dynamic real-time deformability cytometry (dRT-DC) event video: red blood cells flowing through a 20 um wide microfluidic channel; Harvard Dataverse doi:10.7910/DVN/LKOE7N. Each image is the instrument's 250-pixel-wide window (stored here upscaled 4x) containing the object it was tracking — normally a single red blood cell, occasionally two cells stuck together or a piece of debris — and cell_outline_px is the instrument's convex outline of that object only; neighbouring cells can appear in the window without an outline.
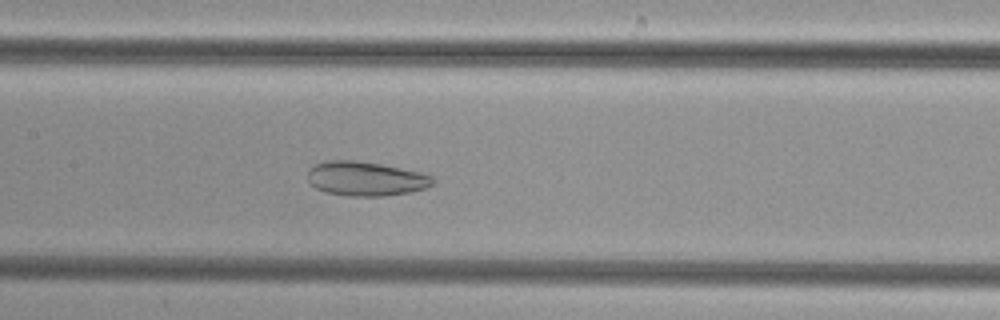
{"species": "common noctule bat (a hibernating species)", "species_latin": "Nyctalus noctula", "temperature_condition": "cold", "stored_images_in_passage": 36, "camera_frame_rate_fps": 3000, "um_per_image_px": 0.085, "animal": {"sex": "female", "body_mass_g": 29.2, "forearm_length_mm": 56.3}, "frame": {"image": 1, "passage_image": 21, "time_ms": 6.667, "image_size_px": [1000, 320], "cell_outline_px": [[436, 180], [432, 184], [424, 188], [408, 192], [384, 196], [348, 196], [324, 192], [316, 188], [308, 180], [308, 168], [316, 164], [328, 160], [356, 160], [380, 164], [420, 172], [432, 176]], "centroid_in_image_um": [31.06, 15.19], "position_along_channel_um": 176.3, "area_um2": 24.97}}
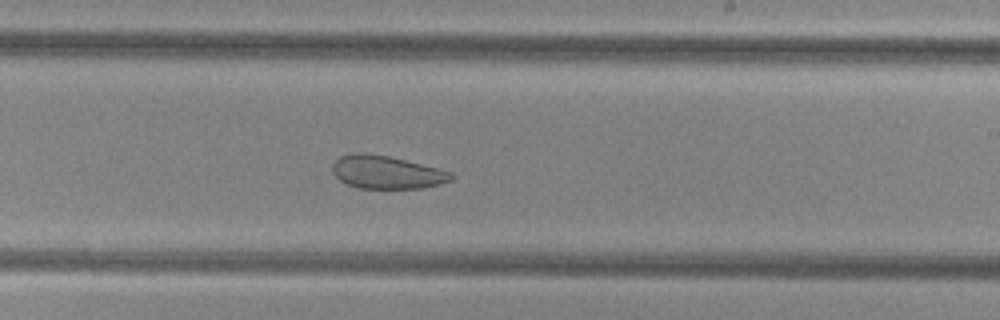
{"frame": {"image": 2, "passage_image": 27, "time_ms": 8.667, "image_size_px": [1000, 320], "cell_outline_px": [[452, 180], [440, 184], [424, 188], [360, 188], [348, 184], [340, 180], [332, 172], [332, 164], [340, 156], [352, 152], [364, 152], [388, 156], [452, 172]], "centroid_in_image_um": [32.83, 14.63], "position_along_channel_um": 256.2, "area_um2": 22.72}}
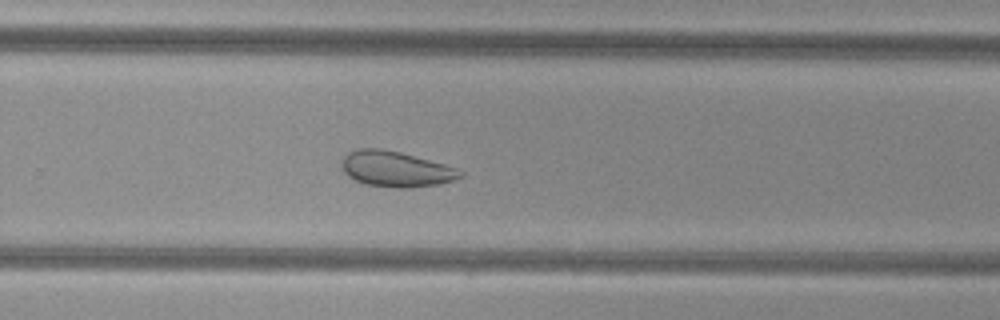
{"frame": {"image": 3, "passage_image": 30, "time_ms": 9.667, "image_size_px": [1000, 320], "cell_outline_px": [[464, 176], [440, 184], [408, 188], [396, 188], [364, 184], [348, 176], [344, 172], [340, 164], [340, 160], [348, 152], [356, 148], [380, 148], [400, 152], [460, 168], [464, 172]], "centroid_in_image_um": [33.65, 14.36], "position_along_channel_um": 296.2, "area_um2": 24.91}}